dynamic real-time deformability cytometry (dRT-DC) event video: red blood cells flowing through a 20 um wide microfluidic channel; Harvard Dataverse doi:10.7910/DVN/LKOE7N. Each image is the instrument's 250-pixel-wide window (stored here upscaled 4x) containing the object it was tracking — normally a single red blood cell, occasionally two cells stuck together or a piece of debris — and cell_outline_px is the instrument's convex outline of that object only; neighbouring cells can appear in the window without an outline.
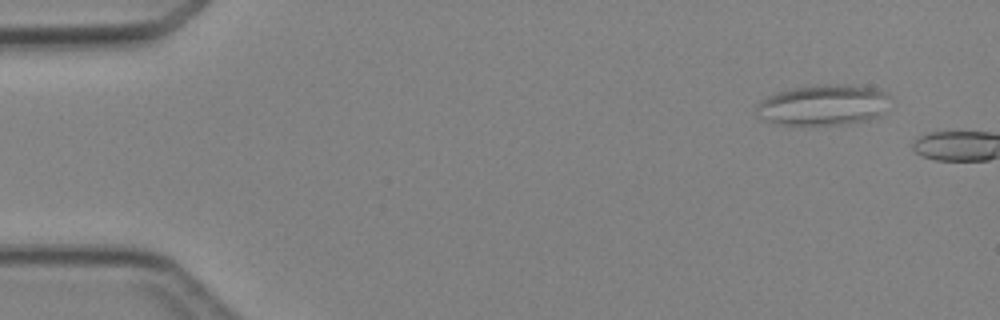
{"species": "Egyptian fruit bat (a non-hibernating species)", "species_latin": "Rousettus aegyptiacus", "temperature_condition": "cold", "stored_images_in_passage": 6, "camera_frame_rate_fps": 3000, "um_per_image_px": 0.085, "animal": {"sex": "female"}, "frame": {"image": 1, "passage_image": 1, "time_ms": 0.0, "image_size_px": [1000, 320], "cell_outline_px": [[888, 96], [880, 116], [868, 120], [844, 124], [776, 124], [764, 120], [756, 116], [756, 104], [760, 100], [776, 92], [788, 88], [816, 84], [848, 84], [872, 88], [888, 92]], "centroid_in_image_um": [69.9, 8.91], "position_along_channel_um": 15.1, "area_um2": 31.85}}
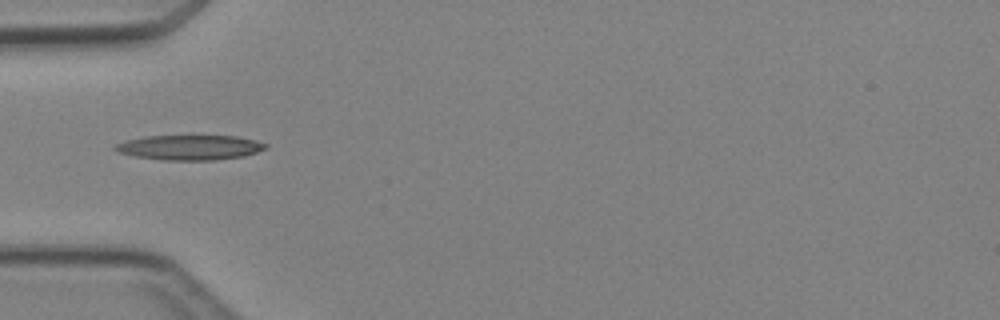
{"frame": {"image": 2, "passage_image": 5, "time_ms": 5.667, "image_size_px": [1000, 320], "cell_outline_px": [[268, 148], [244, 156], [212, 160], [164, 160], [136, 156], [120, 152], [112, 148], [116, 144], [128, 140], [144, 136], [236, 136], [256, 140], [268, 144]], "centroid_in_image_um": [16.17, 12.53], "position_along_channel_um": 68.8, "area_um2": 21.68}}
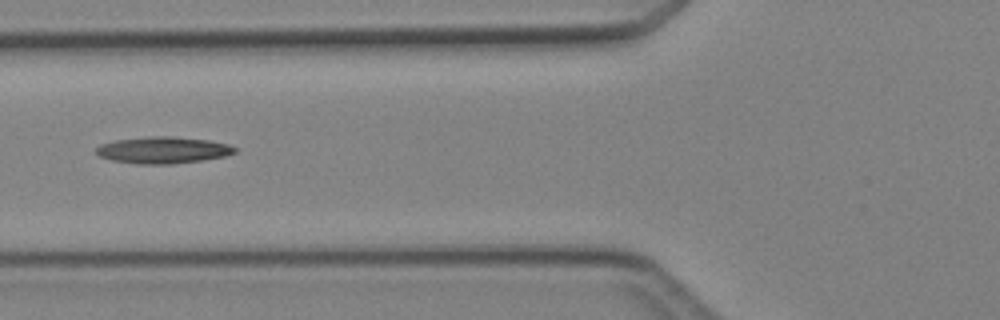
{"frame": {"image": 3, "passage_image": 6, "time_ms": 6.667, "image_size_px": [1000, 320], "cell_outline_px": [[236, 152], [224, 156], [200, 160], [172, 164], [136, 164], [112, 160], [100, 156], [96, 152], [96, 148], [100, 144], [116, 140], [152, 136], [172, 136], [208, 140], [228, 144], [236, 148]], "centroid_in_image_um": [13.84, 12.75], "position_along_channel_um": 112.0, "area_um2": 21.39}}